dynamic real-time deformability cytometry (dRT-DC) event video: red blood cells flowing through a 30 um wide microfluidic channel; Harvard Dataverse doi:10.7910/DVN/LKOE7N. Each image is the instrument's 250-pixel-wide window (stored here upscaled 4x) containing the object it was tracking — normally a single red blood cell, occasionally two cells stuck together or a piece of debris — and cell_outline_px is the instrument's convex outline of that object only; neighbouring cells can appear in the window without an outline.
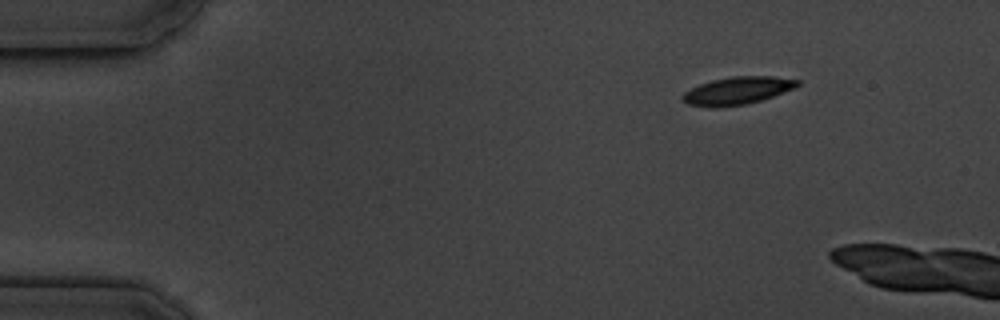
{"species": "common noctule bat (a hibernating species)", "species_latin": "Nyctalus noctula", "temperature_condition": "cold", "stored_images_in_passage": 2, "camera_frame_rate_fps": 3000, "um_per_image_px": 0.085, "animal": {"sex": "male", "body_mass_g": 19.5, "forearm_length_mm": 54.6}, "frame": {"image": 1, "passage_image": 1, "time_ms": 0.0, "image_size_px": [1000, 320], "cell_outline_px": [[800, 84], [796, 88], [760, 100], [744, 104], [716, 108], [712, 108], [688, 104], [680, 100], [680, 96], [684, 92], [700, 84], [712, 80], [732, 76], [772, 76], [800, 80]], "centroid_in_image_um": [62.65, 7.71], "position_along_channel_um": 22.4, "area_um2": 18.55}}